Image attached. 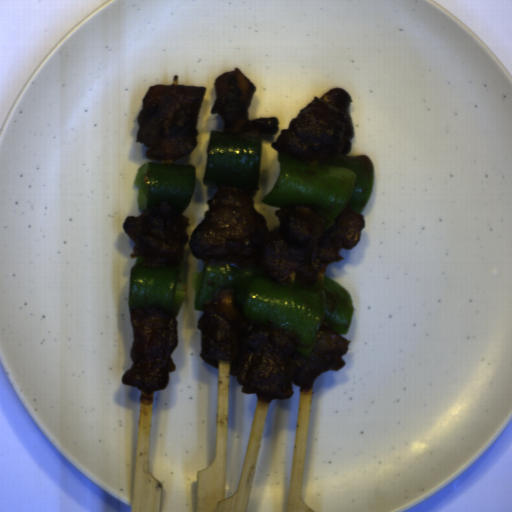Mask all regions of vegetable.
<instances>
[{"mask_svg":"<svg viewBox=\"0 0 512 512\" xmlns=\"http://www.w3.org/2000/svg\"><path fill=\"white\" fill-rule=\"evenodd\" d=\"M143 257L129 270L130 307L159 308L178 316L185 300L186 266L184 262L170 266H146Z\"/></svg>","mask_w":512,"mask_h":512,"instance_id":"96ceb2fe","label":"vegetable"},{"mask_svg":"<svg viewBox=\"0 0 512 512\" xmlns=\"http://www.w3.org/2000/svg\"><path fill=\"white\" fill-rule=\"evenodd\" d=\"M194 308L203 305L219 289L235 292L234 307L260 325L272 322L286 331H295L300 340L297 355L308 358L320 329L339 335L350 329L353 307L349 293L336 281L322 275L314 285L282 283L259 269L233 264L205 263L192 278Z\"/></svg>","mask_w":512,"mask_h":512,"instance_id":"add77e79","label":"vegetable"},{"mask_svg":"<svg viewBox=\"0 0 512 512\" xmlns=\"http://www.w3.org/2000/svg\"><path fill=\"white\" fill-rule=\"evenodd\" d=\"M262 140L211 131L202 182L218 188L259 191Z\"/></svg>","mask_w":512,"mask_h":512,"instance_id":"f7b5029e","label":"vegetable"},{"mask_svg":"<svg viewBox=\"0 0 512 512\" xmlns=\"http://www.w3.org/2000/svg\"><path fill=\"white\" fill-rule=\"evenodd\" d=\"M138 208L149 211L167 204L178 213L188 208L195 190V167L158 162H144L136 171Z\"/></svg>","mask_w":512,"mask_h":512,"instance_id":"f1789d4c","label":"vegetable"},{"mask_svg":"<svg viewBox=\"0 0 512 512\" xmlns=\"http://www.w3.org/2000/svg\"><path fill=\"white\" fill-rule=\"evenodd\" d=\"M279 175L261 200L276 208H307L320 213L327 232L346 207L360 214L373 190L374 170L365 155L311 163L277 154Z\"/></svg>","mask_w":512,"mask_h":512,"instance_id":"ea0f7189","label":"vegetable"}]
</instances>
